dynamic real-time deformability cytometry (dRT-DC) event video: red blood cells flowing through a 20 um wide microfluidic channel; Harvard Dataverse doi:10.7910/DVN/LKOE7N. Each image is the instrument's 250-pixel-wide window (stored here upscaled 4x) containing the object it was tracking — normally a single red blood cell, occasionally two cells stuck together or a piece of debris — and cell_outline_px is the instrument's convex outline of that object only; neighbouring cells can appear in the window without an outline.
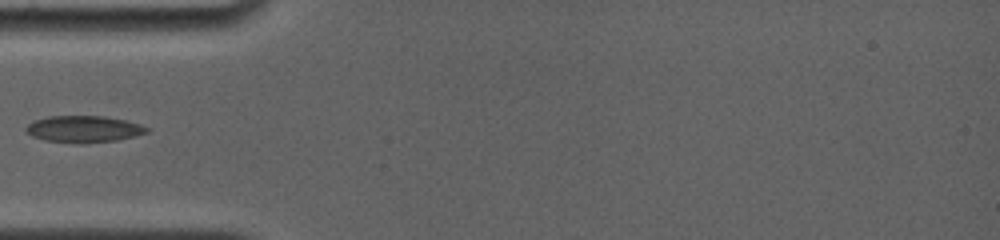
{"species": "common noctule bat (a hibernating species)", "species_latin": "Nyctalus noctula", "temperature_condition": "room temperature", "stored_images_in_passage": 33, "camera_frame_rate_fps": 4000, "um_per_image_px": 0.085, "animal": {"sex": "female", "body_mass_g": 19.0, "forearm_length_mm": 56.7}, "frame": {"image": 1, "passage_image": 1, "time_ms": 0.0, "image_size_px": [1000, 240], "cell_outline_px": [[148, 132], [116, 140], [84, 144], [80, 144], [44, 140], [32, 136], [24, 128], [28, 124], [36, 120], [48, 116], [104, 116], [124, 120], [140, 124], [148, 128]], "centroid_in_image_um": [7.09, 10.98], "position_along_channel_um": 77.9, "area_um2": 18.67}}
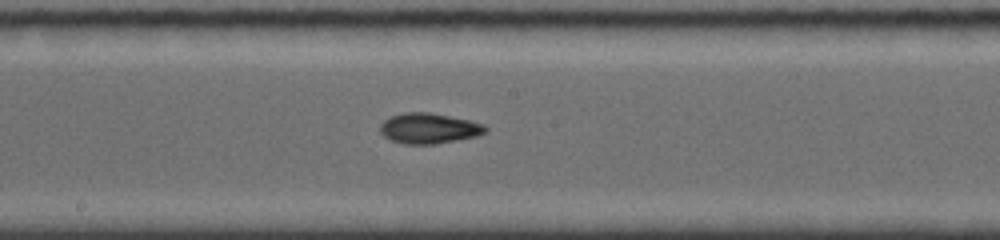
{"frame": {"image": 2, "passage_image": 10, "time_ms": 3.5, "image_size_px": [1000, 240], "cell_outline_px": [[488, 132], [476, 136], [460, 140], [436, 144], [404, 144], [392, 140], [384, 136], [380, 132], [380, 124], [384, 120], [392, 116], [404, 112], [428, 112], [468, 120], [484, 124], [488, 128]], "centroid_in_image_um": [36.48, 10.92], "position_along_channel_um": 211.7, "area_um2": 18.73}}
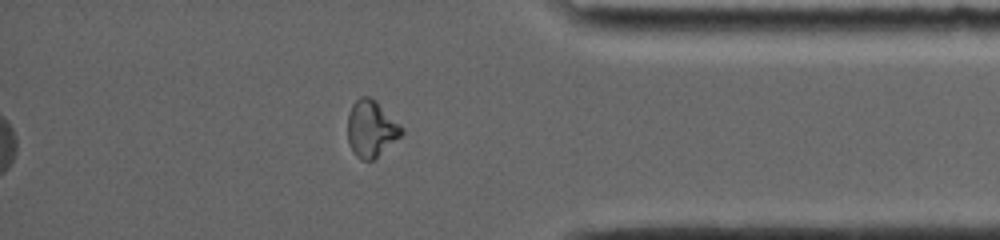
{"frame": {"image": 3, "passage_image": 24, "time_ms": 8.75, "image_size_px": [1000, 240], "cell_outline_px": [[404, 132], [400, 136], [372, 160], [360, 160], [352, 152], [348, 140], [348, 112], [352, 104], [360, 96], [368, 96], [376, 100], [404, 128]], "centroid_in_image_um": [31.53, 10.91], "position_along_channel_um": 403.7, "area_um2": 17.74}}